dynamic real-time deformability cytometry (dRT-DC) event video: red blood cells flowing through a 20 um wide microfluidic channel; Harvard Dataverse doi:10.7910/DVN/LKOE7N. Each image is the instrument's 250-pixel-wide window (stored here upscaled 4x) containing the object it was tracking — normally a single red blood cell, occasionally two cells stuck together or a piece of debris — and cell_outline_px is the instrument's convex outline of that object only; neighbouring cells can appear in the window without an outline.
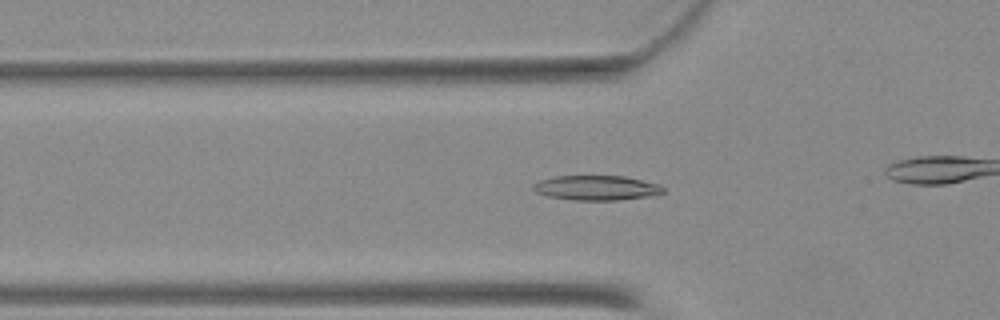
{"species": "Egyptian fruit bat (a non-hibernating species)", "species_latin": "Rousettus aegyptiacus", "temperature_condition": "warm", "stored_images_in_passage": 35, "camera_frame_rate_fps": 3000, "um_per_image_px": 0.085, "animal": {"sex": "female"}, "frame": {"image": 1, "passage_image": 6, "time_ms": 1.667, "image_size_px": [1000, 320], "cell_outline_px": [[664, 192], [648, 196], [616, 200], [572, 200], [548, 196], [536, 192], [532, 188], [532, 184], [540, 180], [552, 176], [624, 176], [660, 184], [664, 188]], "centroid_in_image_um": [50.67, 15.96], "position_along_channel_um": 75.1, "area_um2": 18.73}}
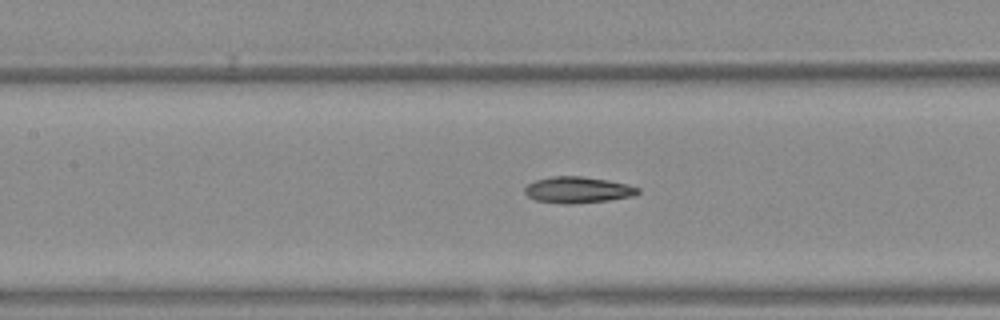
{"frame": {"image": 2, "passage_image": 12, "time_ms": 3.667, "image_size_px": [1000, 320], "cell_outline_px": [[640, 192], [632, 196], [608, 200], [568, 204], [564, 204], [536, 200], [528, 196], [524, 192], [524, 188], [528, 184], [536, 180], [552, 176], [584, 176], [608, 180], [640, 188]], "centroid_in_image_um": [49.09, 16.13], "position_along_channel_um": 158.3, "area_um2": 17.17}}
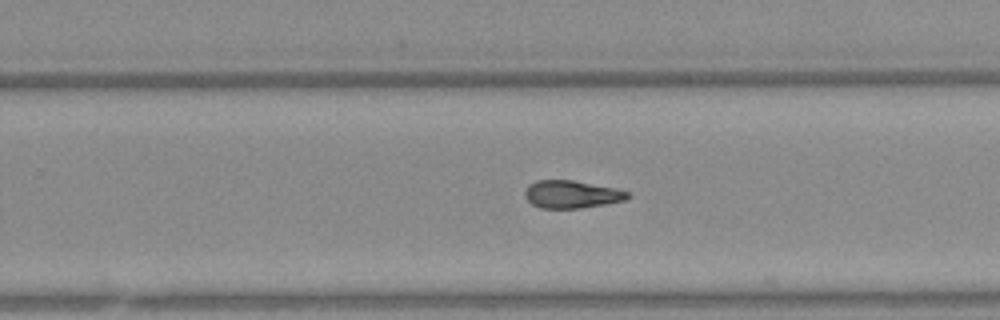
{"frame": {"image": 3, "passage_image": 21, "time_ms": 6.667, "image_size_px": [1000, 320], "cell_outline_px": [[632, 196], [624, 200], [604, 204], [580, 208], [540, 208], [532, 204], [524, 196], [524, 192], [528, 184], [536, 180], [572, 180], [612, 188], [628, 192]], "centroid_in_image_um": [48.53, 16.52], "position_along_channel_um": 281.3, "area_um2": 16.42}}